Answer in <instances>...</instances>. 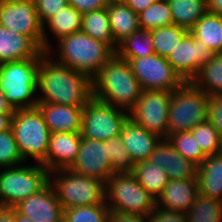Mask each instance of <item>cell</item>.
Returning <instances> with one entry per match:
<instances>
[{"instance_id": "1", "label": "cell", "mask_w": 222, "mask_h": 222, "mask_svg": "<svg viewBox=\"0 0 222 222\" xmlns=\"http://www.w3.org/2000/svg\"><path fill=\"white\" fill-rule=\"evenodd\" d=\"M38 102L85 106L92 98V79L58 63L47 51L40 59Z\"/></svg>"}, {"instance_id": "2", "label": "cell", "mask_w": 222, "mask_h": 222, "mask_svg": "<svg viewBox=\"0 0 222 222\" xmlns=\"http://www.w3.org/2000/svg\"><path fill=\"white\" fill-rule=\"evenodd\" d=\"M143 89L128 61L115 55L92 78V95L103 103L130 111Z\"/></svg>"}, {"instance_id": "3", "label": "cell", "mask_w": 222, "mask_h": 222, "mask_svg": "<svg viewBox=\"0 0 222 222\" xmlns=\"http://www.w3.org/2000/svg\"><path fill=\"white\" fill-rule=\"evenodd\" d=\"M56 42L57 58L54 59L75 71L86 74L91 79L116 55L109 45L83 31L61 37Z\"/></svg>"}, {"instance_id": "4", "label": "cell", "mask_w": 222, "mask_h": 222, "mask_svg": "<svg viewBox=\"0 0 222 222\" xmlns=\"http://www.w3.org/2000/svg\"><path fill=\"white\" fill-rule=\"evenodd\" d=\"M40 59L33 57L0 65V90L14 110L37 107L35 94L38 90Z\"/></svg>"}, {"instance_id": "5", "label": "cell", "mask_w": 222, "mask_h": 222, "mask_svg": "<svg viewBox=\"0 0 222 222\" xmlns=\"http://www.w3.org/2000/svg\"><path fill=\"white\" fill-rule=\"evenodd\" d=\"M11 130L25 160L42 164L46 160L51 132L38 107L14 110Z\"/></svg>"}, {"instance_id": "6", "label": "cell", "mask_w": 222, "mask_h": 222, "mask_svg": "<svg viewBox=\"0 0 222 222\" xmlns=\"http://www.w3.org/2000/svg\"><path fill=\"white\" fill-rule=\"evenodd\" d=\"M210 96L192 82H185L171 93L166 138L181 131H190L209 119Z\"/></svg>"}, {"instance_id": "7", "label": "cell", "mask_w": 222, "mask_h": 222, "mask_svg": "<svg viewBox=\"0 0 222 222\" xmlns=\"http://www.w3.org/2000/svg\"><path fill=\"white\" fill-rule=\"evenodd\" d=\"M49 183L64 209L106 204L105 182L98 178L79 175L69 169H58L49 172Z\"/></svg>"}, {"instance_id": "8", "label": "cell", "mask_w": 222, "mask_h": 222, "mask_svg": "<svg viewBox=\"0 0 222 222\" xmlns=\"http://www.w3.org/2000/svg\"><path fill=\"white\" fill-rule=\"evenodd\" d=\"M48 183L49 171L39 163L0 169V206L13 208Z\"/></svg>"}, {"instance_id": "9", "label": "cell", "mask_w": 222, "mask_h": 222, "mask_svg": "<svg viewBox=\"0 0 222 222\" xmlns=\"http://www.w3.org/2000/svg\"><path fill=\"white\" fill-rule=\"evenodd\" d=\"M105 201L109 210L149 215L156 199L132 173H114L105 183Z\"/></svg>"}, {"instance_id": "10", "label": "cell", "mask_w": 222, "mask_h": 222, "mask_svg": "<svg viewBox=\"0 0 222 222\" xmlns=\"http://www.w3.org/2000/svg\"><path fill=\"white\" fill-rule=\"evenodd\" d=\"M129 112L92 98L83 109L81 137L106 141L122 133Z\"/></svg>"}, {"instance_id": "11", "label": "cell", "mask_w": 222, "mask_h": 222, "mask_svg": "<svg viewBox=\"0 0 222 222\" xmlns=\"http://www.w3.org/2000/svg\"><path fill=\"white\" fill-rule=\"evenodd\" d=\"M128 63L143 90L173 92L185 83L168 60L155 53Z\"/></svg>"}, {"instance_id": "12", "label": "cell", "mask_w": 222, "mask_h": 222, "mask_svg": "<svg viewBox=\"0 0 222 222\" xmlns=\"http://www.w3.org/2000/svg\"><path fill=\"white\" fill-rule=\"evenodd\" d=\"M171 93L169 91L143 90L129 118L147 131L166 138Z\"/></svg>"}, {"instance_id": "13", "label": "cell", "mask_w": 222, "mask_h": 222, "mask_svg": "<svg viewBox=\"0 0 222 222\" xmlns=\"http://www.w3.org/2000/svg\"><path fill=\"white\" fill-rule=\"evenodd\" d=\"M0 25L30 37L43 50V25L32 0H1Z\"/></svg>"}, {"instance_id": "14", "label": "cell", "mask_w": 222, "mask_h": 222, "mask_svg": "<svg viewBox=\"0 0 222 222\" xmlns=\"http://www.w3.org/2000/svg\"><path fill=\"white\" fill-rule=\"evenodd\" d=\"M214 52L190 32L169 54L167 60L185 82H191Z\"/></svg>"}, {"instance_id": "15", "label": "cell", "mask_w": 222, "mask_h": 222, "mask_svg": "<svg viewBox=\"0 0 222 222\" xmlns=\"http://www.w3.org/2000/svg\"><path fill=\"white\" fill-rule=\"evenodd\" d=\"M69 170L79 175L98 178L105 183L114 174L103 142L88 138H82L77 159Z\"/></svg>"}, {"instance_id": "16", "label": "cell", "mask_w": 222, "mask_h": 222, "mask_svg": "<svg viewBox=\"0 0 222 222\" xmlns=\"http://www.w3.org/2000/svg\"><path fill=\"white\" fill-rule=\"evenodd\" d=\"M13 208L33 222H63L64 208L50 183Z\"/></svg>"}, {"instance_id": "17", "label": "cell", "mask_w": 222, "mask_h": 222, "mask_svg": "<svg viewBox=\"0 0 222 222\" xmlns=\"http://www.w3.org/2000/svg\"><path fill=\"white\" fill-rule=\"evenodd\" d=\"M164 169L169 179H197L198 165L179 154L167 138H162L147 160Z\"/></svg>"}, {"instance_id": "18", "label": "cell", "mask_w": 222, "mask_h": 222, "mask_svg": "<svg viewBox=\"0 0 222 222\" xmlns=\"http://www.w3.org/2000/svg\"><path fill=\"white\" fill-rule=\"evenodd\" d=\"M81 140L80 132L51 133L46 160L42 165L49 172L69 169L77 159Z\"/></svg>"}, {"instance_id": "19", "label": "cell", "mask_w": 222, "mask_h": 222, "mask_svg": "<svg viewBox=\"0 0 222 222\" xmlns=\"http://www.w3.org/2000/svg\"><path fill=\"white\" fill-rule=\"evenodd\" d=\"M199 194L197 179L169 180L156 199V206L169 211L186 213Z\"/></svg>"}, {"instance_id": "20", "label": "cell", "mask_w": 222, "mask_h": 222, "mask_svg": "<svg viewBox=\"0 0 222 222\" xmlns=\"http://www.w3.org/2000/svg\"><path fill=\"white\" fill-rule=\"evenodd\" d=\"M45 52L30 37L0 25V65L42 57Z\"/></svg>"}, {"instance_id": "21", "label": "cell", "mask_w": 222, "mask_h": 222, "mask_svg": "<svg viewBox=\"0 0 222 222\" xmlns=\"http://www.w3.org/2000/svg\"><path fill=\"white\" fill-rule=\"evenodd\" d=\"M121 138L134 164L147 161L162 137L136 124L128 118L122 128Z\"/></svg>"}, {"instance_id": "22", "label": "cell", "mask_w": 222, "mask_h": 222, "mask_svg": "<svg viewBox=\"0 0 222 222\" xmlns=\"http://www.w3.org/2000/svg\"><path fill=\"white\" fill-rule=\"evenodd\" d=\"M37 107L51 133L81 132L83 106L38 102Z\"/></svg>"}, {"instance_id": "23", "label": "cell", "mask_w": 222, "mask_h": 222, "mask_svg": "<svg viewBox=\"0 0 222 222\" xmlns=\"http://www.w3.org/2000/svg\"><path fill=\"white\" fill-rule=\"evenodd\" d=\"M82 17L83 14L71 5L66 6L58 13H55V15H53L43 26V50L47 51L49 54H56L53 53L54 50L50 44L46 29L49 28L58 41L61 37L81 31Z\"/></svg>"}, {"instance_id": "24", "label": "cell", "mask_w": 222, "mask_h": 222, "mask_svg": "<svg viewBox=\"0 0 222 222\" xmlns=\"http://www.w3.org/2000/svg\"><path fill=\"white\" fill-rule=\"evenodd\" d=\"M107 10L114 42L117 45L126 37L141 30L138 14L124 1H109Z\"/></svg>"}, {"instance_id": "25", "label": "cell", "mask_w": 222, "mask_h": 222, "mask_svg": "<svg viewBox=\"0 0 222 222\" xmlns=\"http://www.w3.org/2000/svg\"><path fill=\"white\" fill-rule=\"evenodd\" d=\"M199 194L222 201V152L207 156L198 166Z\"/></svg>"}, {"instance_id": "26", "label": "cell", "mask_w": 222, "mask_h": 222, "mask_svg": "<svg viewBox=\"0 0 222 222\" xmlns=\"http://www.w3.org/2000/svg\"><path fill=\"white\" fill-rule=\"evenodd\" d=\"M189 32L214 53H222V16L207 11Z\"/></svg>"}, {"instance_id": "27", "label": "cell", "mask_w": 222, "mask_h": 222, "mask_svg": "<svg viewBox=\"0 0 222 222\" xmlns=\"http://www.w3.org/2000/svg\"><path fill=\"white\" fill-rule=\"evenodd\" d=\"M81 31L98 41L106 43L116 52L118 45L114 42L107 7L84 13Z\"/></svg>"}, {"instance_id": "28", "label": "cell", "mask_w": 222, "mask_h": 222, "mask_svg": "<svg viewBox=\"0 0 222 222\" xmlns=\"http://www.w3.org/2000/svg\"><path fill=\"white\" fill-rule=\"evenodd\" d=\"M173 25L190 30L207 13L206 0H168Z\"/></svg>"}, {"instance_id": "29", "label": "cell", "mask_w": 222, "mask_h": 222, "mask_svg": "<svg viewBox=\"0 0 222 222\" xmlns=\"http://www.w3.org/2000/svg\"><path fill=\"white\" fill-rule=\"evenodd\" d=\"M131 173L155 199L161 194L170 180L164 169L156 167L155 164H151L148 161L136 162Z\"/></svg>"}, {"instance_id": "30", "label": "cell", "mask_w": 222, "mask_h": 222, "mask_svg": "<svg viewBox=\"0 0 222 222\" xmlns=\"http://www.w3.org/2000/svg\"><path fill=\"white\" fill-rule=\"evenodd\" d=\"M191 82L209 96L222 94V53H214Z\"/></svg>"}, {"instance_id": "31", "label": "cell", "mask_w": 222, "mask_h": 222, "mask_svg": "<svg viewBox=\"0 0 222 222\" xmlns=\"http://www.w3.org/2000/svg\"><path fill=\"white\" fill-rule=\"evenodd\" d=\"M154 54V45L150 31L139 30L121 41L116 55L126 61Z\"/></svg>"}, {"instance_id": "32", "label": "cell", "mask_w": 222, "mask_h": 222, "mask_svg": "<svg viewBox=\"0 0 222 222\" xmlns=\"http://www.w3.org/2000/svg\"><path fill=\"white\" fill-rule=\"evenodd\" d=\"M154 45V53L162 58H168L169 54L177 47L181 40L189 33V30L177 25L158 27L150 30Z\"/></svg>"}, {"instance_id": "33", "label": "cell", "mask_w": 222, "mask_h": 222, "mask_svg": "<svg viewBox=\"0 0 222 222\" xmlns=\"http://www.w3.org/2000/svg\"><path fill=\"white\" fill-rule=\"evenodd\" d=\"M187 222H222V201L198 194L186 212Z\"/></svg>"}, {"instance_id": "34", "label": "cell", "mask_w": 222, "mask_h": 222, "mask_svg": "<svg viewBox=\"0 0 222 222\" xmlns=\"http://www.w3.org/2000/svg\"><path fill=\"white\" fill-rule=\"evenodd\" d=\"M141 30L150 31L158 27L173 25L168 1L156 0L146 10L138 13Z\"/></svg>"}, {"instance_id": "35", "label": "cell", "mask_w": 222, "mask_h": 222, "mask_svg": "<svg viewBox=\"0 0 222 222\" xmlns=\"http://www.w3.org/2000/svg\"><path fill=\"white\" fill-rule=\"evenodd\" d=\"M167 139L179 154L198 166L207 157L191 131L175 132L169 135Z\"/></svg>"}, {"instance_id": "36", "label": "cell", "mask_w": 222, "mask_h": 222, "mask_svg": "<svg viewBox=\"0 0 222 222\" xmlns=\"http://www.w3.org/2000/svg\"><path fill=\"white\" fill-rule=\"evenodd\" d=\"M107 156L112 163L113 173H131L134 168L128 150L124 147L121 136L103 141Z\"/></svg>"}, {"instance_id": "37", "label": "cell", "mask_w": 222, "mask_h": 222, "mask_svg": "<svg viewBox=\"0 0 222 222\" xmlns=\"http://www.w3.org/2000/svg\"><path fill=\"white\" fill-rule=\"evenodd\" d=\"M109 211L107 204L65 208L63 222H108Z\"/></svg>"}, {"instance_id": "38", "label": "cell", "mask_w": 222, "mask_h": 222, "mask_svg": "<svg viewBox=\"0 0 222 222\" xmlns=\"http://www.w3.org/2000/svg\"><path fill=\"white\" fill-rule=\"evenodd\" d=\"M190 131L206 156L222 152V140L209 119L198 124Z\"/></svg>"}, {"instance_id": "39", "label": "cell", "mask_w": 222, "mask_h": 222, "mask_svg": "<svg viewBox=\"0 0 222 222\" xmlns=\"http://www.w3.org/2000/svg\"><path fill=\"white\" fill-rule=\"evenodd\" d=\"M24 162L11 128L0 132V169L25 164Z\"/></svg>"}, {"instance_id": "40", "label": "cell", "mask_w": 222, "mask_h": 222, "mask_svg": "<svg viewBox=\"0 0 222 222\" xmlns=\"http://www.w3.org/2000/svg\"><path fill=\"white\" fill-rule=\"evenodd\" d=\"M38 14L39 20L44 24L53 16L55 13L63 10L68 6V0H32Z\"/></svg>"}, {"instance_id": "41", "label": "cell", "mask_w": 222, "mask_h": 222, "mask_svg": "<svg viewBox=\"0 0 222 222\" xmlns=\"http://www.w3.org/2000/svg\"><path fill=\"white\" fill-rule=\"evenodd\" d=\"M209 120L219 133L222 140V94L210 96Z\"/></svg>"}, {"instance_id": "42", "label": "cell", "mask_w": 222, "mask_h": 222, "mask_svg": "<svg viewBox=\"0 0 222 222\" xmlns=\"http://www.w3.org/2000/svg\"><path fill=\"white\" fill-rule=\"evenodd\" d=\"M150 222H187L186 213L155 207L149 214Z\"/></svg>"}, {"instance_id": "43", "label": "cell", "mask_w": 222, "mask_h": 222, "mask_svg": "<svg viewBox=\"0 0 222 222\" xmlns=\"http://www.w3.org/2000/svg\"><path fill=\"white\" fill-rule=\"evenodd\" d=\"M109 0H68V5L84 14L101 8H106Z\"/></svg>"}, {"instance_id": "44", "label": "cell", "mask_w": 222, "mask_h": 222, "mask_svg": "<svg viewBox=\"0 0 222 222\" xmlns=\"http://www.w3.org/2000/svg\"><path fill=\"white\" fill-rule=\"evenodd\" d=\"M108 222H150L149 215L109 211Z\"/></svg>"}, {"instance_id": "45", "label": "cell", "mask_w": 222, "mask_h": 222, "mask_svg": "<svg viewBox=\"0 0 222 222\" xmlns=\"http://www.w3.org/2000/svg\"><path fill=\"white\" fill-rule=\"evenodd\" d=\"M135 13L146 10L156 0H123Z\"/></svg>"}, {"instance_id": "46", "label": "cell", "mask_w": 222, "mask_h": 222, "mask_svg": "<svg viewBox=\"0 0 222 222\" xmlns=\"http://www.w3.org/2000/svg\"><path fill=\"white\" fill-rule=\"evenodd\" d=\"M0 222H16V210L0 206Z\"/></svg>"}, {"instance_id": "47", "label": "cell", "mask_w": 222, "mask_h": 222, "mask_svg": "<svg viewBox=\"0 0 222 222\" xmlns=\"http://www.w3.org/2000/svg\"><path fill=\"white\" fill-rule=\"evenodd\" d=\"M207 11L222 16V0H206Z\"/></svg>"}, {"instance_id": "48", "label": "cell", "mask_w": 222, "mask_h": 222, "mask_svg": "<svg viewBox=\"0 0 222 222\" xmlns=\"http://www.w3.org/2000/svg\"><path fill=\"white\" fill-rule=\"evenodd\" d=\"M0 114H14L13 107L8 103L6 96L0 90Z\"/></svg>"}, {"instance_id": "49", "label": "cell", "mask_w": 222, "mask_h": 222, "mask_svg": "<svg viewBox=\"0 0 222 222\" xmlns=\"http://www.w3.org/2000/svg\"><path fill=\"white\" fill-rule=\"evenodd\" d=\"M13 114H0V132L11 128Z\"/></svg>"}, {"instance_id": "50", "label": "cell", "mask_w": 222, "mask_h": 222, "mask_svg": "<svg viewBox=\"0 0 222 222\" xmlns=\"http://www.w3.org/2000/svg\"><path fill=\"white\" fill-rule=\"evenodd\" d=\"M16 222H33V221L16 211Z\"/></svg>"}]
</instances>
